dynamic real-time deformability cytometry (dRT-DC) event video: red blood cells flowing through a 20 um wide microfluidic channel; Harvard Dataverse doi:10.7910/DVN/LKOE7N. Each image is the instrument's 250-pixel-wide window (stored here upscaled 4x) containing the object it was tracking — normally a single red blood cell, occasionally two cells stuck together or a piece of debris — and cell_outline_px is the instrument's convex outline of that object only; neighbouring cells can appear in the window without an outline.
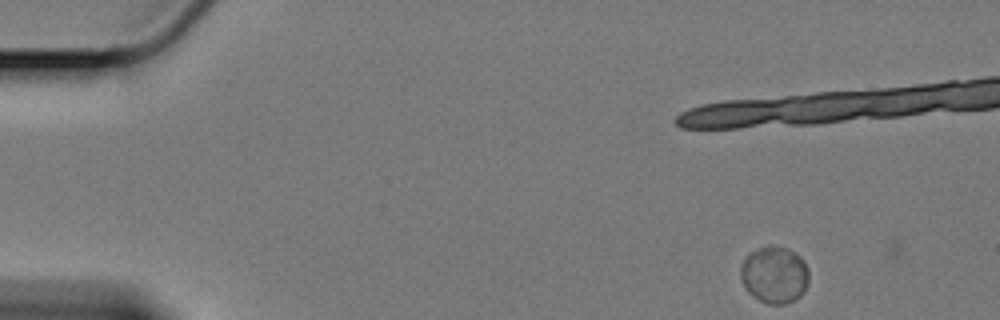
{"species": "Egyptian fruit bat (a non-hibernating species)", "species_latin": "Rousettus aegyptiacus", "temperature_condition": "cold", "stored_images_in_passage": 3, "camera_frame_rate_fps": 3000, "um_per_image_px": 0.085, "animal": {"sex": "female"}, "frame": {"image": 1, "passage_image": 1, "time_ms": 0.0, "image_size_px": [1000, 320], "cell_outline_px": [[808, 284], [804, 292], [796, 300], [784, 304], [768, 304], [760, 300], [748, 292], [744, 288], [740, 276], [740, 264], [752, 252], [760, 248], [772, 244], [788, 248], [800, 256], [804, 260], [808, 268]], "centroid_in_image_um": [65.84, 23.36], "position_along_channel_um": 19.2, "area_um2": 22.89}}